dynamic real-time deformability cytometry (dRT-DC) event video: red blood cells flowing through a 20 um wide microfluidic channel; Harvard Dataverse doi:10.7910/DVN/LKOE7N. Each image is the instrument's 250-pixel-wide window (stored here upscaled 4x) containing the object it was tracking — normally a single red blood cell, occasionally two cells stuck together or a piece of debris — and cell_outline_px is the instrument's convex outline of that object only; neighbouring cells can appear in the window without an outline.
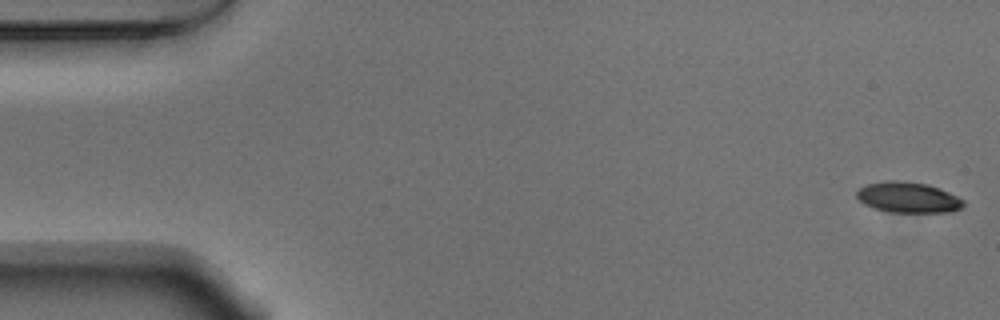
{"species": "Egyptian fruit bat (a non-hibernating species)", "species_latin": "Rousettus aegyptiacus", "temperature_condition": "warm", "stored_images_in_passage": 53, "camera_frame_rate_fps": 3000, "um_per_image_px": 0.085, "animal": {"sex": "male"}, "frame": {"image": 1, "passage_image": 1, "time_ms": 0.0, "image_size_px": [1000, 320], "cell_outline_px": [[964, 208], [952, 212], [892, 212], [876, 208], [864, 204], [856, 196], [856, 192], [860, 188], [868, 184], [888, 180], [896, 180], [928, 184], [940, 188], [964, 200]], "centroid_in_image_um": [77.23, 16.78], "position_along_channel_um": 7.8, "area_um2": 19.02}}
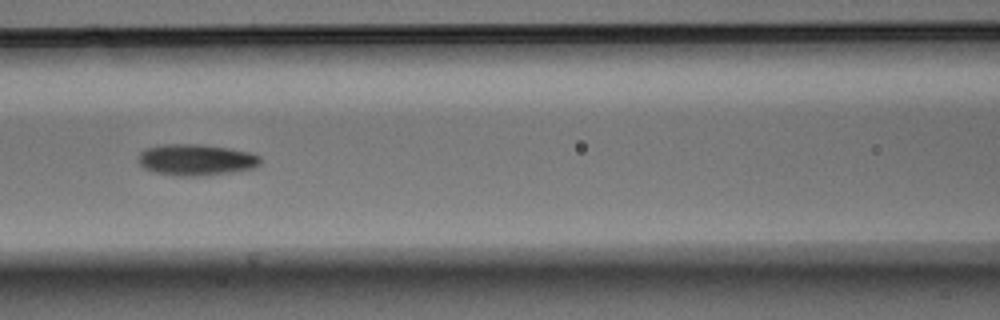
{"frame": {"image": 2, "passage_image": 23, "time_ms": 7.333, "image_size_px": [1000, 320], "cell_outline_px": [[260, 164], [252, 168], [232, 172], [196, 176], [172, 176], [152, 172], [144, 168], [136, 160], [140, 152], [144, 148], [160, 144], [204, 144], [252, 152], [260, 156]], "centroid_in_image_um": [16.61, 13.57], "position_along_channel_um": 150.0, "area_um2": 22.66}}
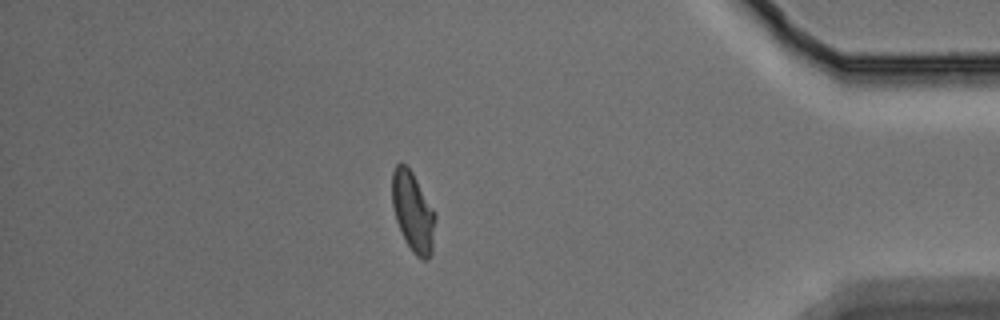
{"frame": {"image": 3, "passage_image": 46, "time_ms": 15.0, "image_size_px": [1000, 320], "cell_outline_px": [[436, 216], [432, 252], [428, 260], [424, 260], [416, 256], [412, 252], [396, 220], [392, 204], [392, 172], [396, 164], [400, 160], [412, 172], [436, 212]], "centroid_in_image_um": [35.11, 17.99], "position_along_channel_um": 400.1, "area_um2": 20.11}, "authors_computed_cell_mechanics": {"area_um2": 20.519, "velocity_mm_per_s": 3.774, "shape_relaxation_time_tau1_ms": 4.5419, "shape_relaxation_time_tau2_ms": 4.1646, "deformation_change_tau1": 0.1507, "deformation_change_tau2": 0.1008}}